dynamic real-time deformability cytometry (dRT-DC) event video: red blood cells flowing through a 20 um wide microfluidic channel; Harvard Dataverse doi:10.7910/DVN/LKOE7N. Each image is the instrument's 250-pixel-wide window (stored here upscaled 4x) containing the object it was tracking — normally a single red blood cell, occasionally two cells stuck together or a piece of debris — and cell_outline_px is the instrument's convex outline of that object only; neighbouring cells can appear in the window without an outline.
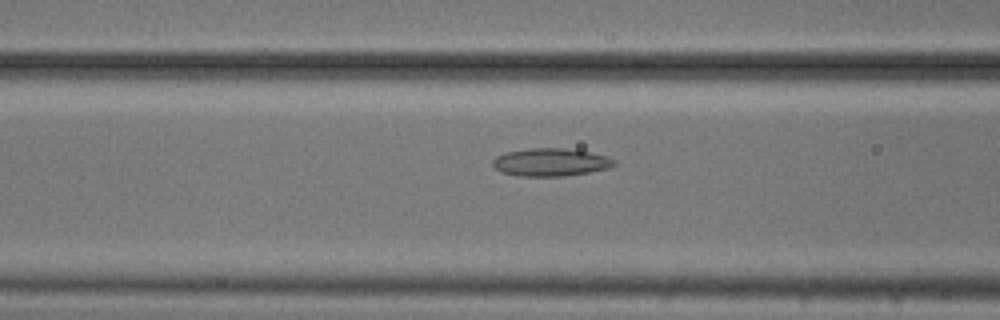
{"species": "common noctule bat (a hibernating species)", "species_latin": "Nyctalus noctula", "temperature_condition": "cold", "stored_images_in_passage": 45, "camera_frame_rate_fps": 3000, "um_per_image_px": 0.085, "animal": {"sex": "male", "body_mass_g": 20.5, "forearm_length_mm": 52.5}, "frame": {"image": 1, "passage_image": 12, "time_ms": 3.667, "image_size_px": [1000, 320], "cell_outline_px": [[616, 164], [608, 168], [588, 172], [564, 176], [520, 176], [500, 172], [492, 164], [492, 160], [496, 156], [504, 152], [528, 148], [564, 148], [588, 152], [604, 156], [616, 160]], "centroid_in_image_um": [46.75, 13.78], "position_along_channel_um": 119.8, "area_um2": 19.65}}
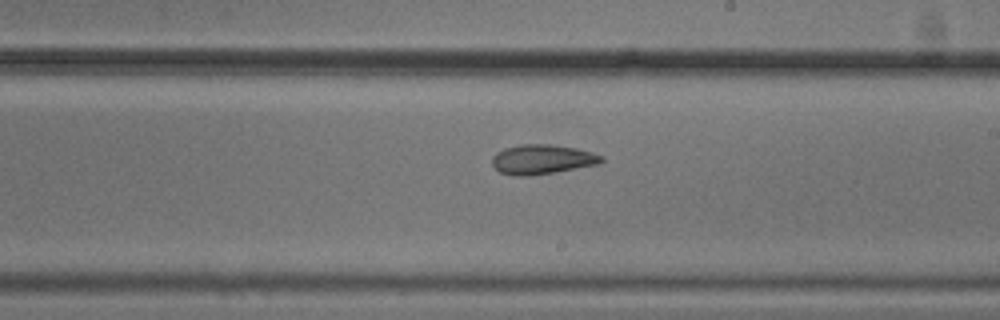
{"frame": {"image": 2, "passage_image": 22, "time_ms": 7.0, "image_size_px": [1000, 320], "cell_outline_px": [[604, 160], [596, 164], [552, 172], [528, 176], [512, 176], [500, 172], [492, 164], [492, 156], [496, 152], [504, 148], [520, 144], [548, 144], [576, 148], [604, 156]], "centroid_in_image_um": [46.02, 13.54], "position_along_channel_um": 243.0, "area_um2": 18.67}}
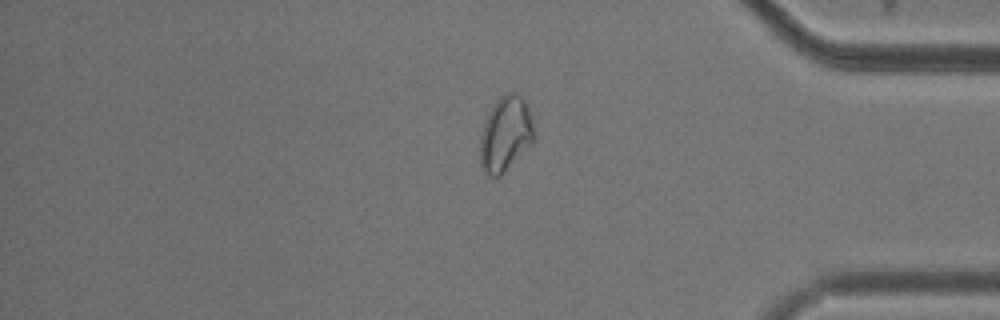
{"frame": {"image": 3, "passage_image": 36, "time_ms": 11.667, "image_size_px": [1000, 320], "cell_outline_px": [[536, 136], [504, 172], [500, 176], [488, 176], [480, 168], [480, 136], [484, 120], [496, 100], [504, 92], [516, 92], [524, 100]], "centroid_in_image_um": [42.91, 11.38], "position_along_channel_um": 392.3, "area_um2": 23.29}, "authors_computed_cell_mechanics": {"area_um2": 20.3456, "velocity_mm_per_s": 3.6869, "shape_relaxation_time_tau1_ms": null, "shape_relaxation_time_tau2_ms": 3.1654, "deformation_change_tau1": null, "deformation_change_tau2": 0.0936}}